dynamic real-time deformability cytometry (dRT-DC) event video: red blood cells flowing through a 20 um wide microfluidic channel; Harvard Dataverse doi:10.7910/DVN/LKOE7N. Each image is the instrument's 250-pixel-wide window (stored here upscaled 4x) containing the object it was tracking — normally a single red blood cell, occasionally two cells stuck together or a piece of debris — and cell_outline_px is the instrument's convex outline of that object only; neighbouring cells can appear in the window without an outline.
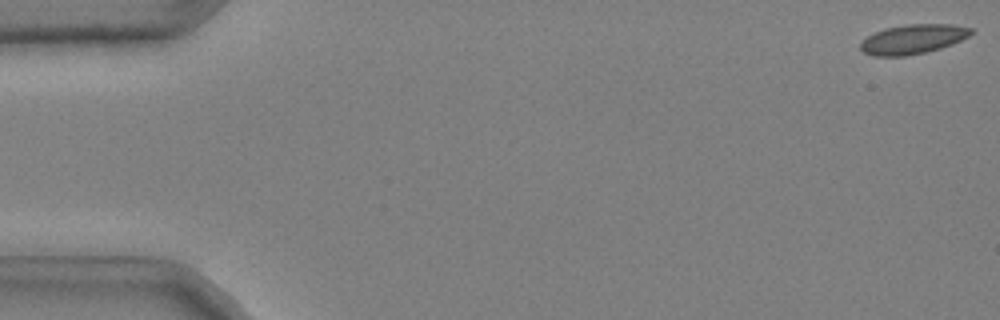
{"species": "common noctule bat (a hibernating species)", "species_latin": "Nyctalus noctula", "temperature_condition": "cold", "stored_images_in_passage": 47, "camera_frame_rate_fps": 3000, "um_per_image_px": 0.085, "animal": {"sex": "male", "body_mass_g": 20.4}, "frame": {"image": 1, "passage_image": 1, "time_ms": 0.0, "image_size_px": [1000, 320], "cell_outline_px": [[972, 32], [968, 36], [952, 44], [940, 48], [924, 52], [904, 56], [876, 56], [864, 52], [860, 48], [860, 44], [868, 36], [884, 28], [908, 24], [956, 24], [972, 28]], "centroid_in_image_um": [77.61, 3.32], "position_along_channel_um": 7.4, "area_um2": 18.79}}
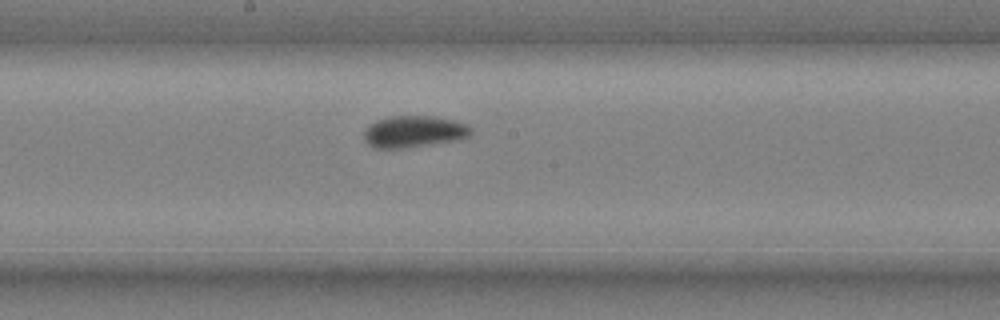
{"frame": {"image": 2, "passage_image": 29, "time_ms": 9.333, "image_size_px": [1000, 320], "cell_outline_px": [[472, 132], [468, 136], [460, 140], [404, 148], [376, 148], [368, 144], [364, 140], [364, 132], [368, 124], [376, 120], [388, 116], [436, 116], [456, 120], [468, 124], [472, 128]], "centroid_in_image_um": [35.2, 11.17], "position_along_channel_um": 213.0, "area_um2": 20.11}}
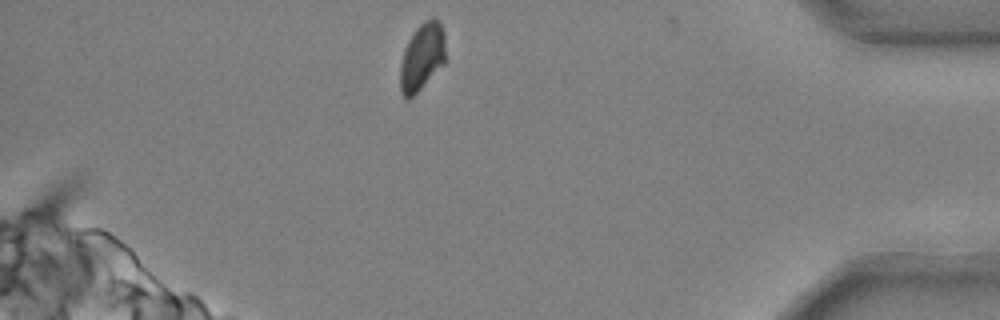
{"frame": {"image": 3, "passage_image": 47, "time_ms": 15.333, "image_size_px": [1000, 320], "cell_outline_px": [[444, 64], [408, 100], [404, 100], [400, 92], [400, 64], [404, 48], [408, 40], [416, 28], [424, 20], [432, 16], [436, 16], [440, 20], [444, 32]], "centroid_in_image_um": [35.85, 4.8], "position_along_channel_um": 399.3, "area_um2": 17.98}, "authors_computed_cell_mechanics": {"area_um2": 19.2474, "velocity_mm_per_s": 3.6928, "shape_relaxation_time_tau1_ms": 4.3294, "shape_relaxation_time_tau2_ms": null, "deformation_change_tau1": 0.0789, "deformation_change_tau2": null}}